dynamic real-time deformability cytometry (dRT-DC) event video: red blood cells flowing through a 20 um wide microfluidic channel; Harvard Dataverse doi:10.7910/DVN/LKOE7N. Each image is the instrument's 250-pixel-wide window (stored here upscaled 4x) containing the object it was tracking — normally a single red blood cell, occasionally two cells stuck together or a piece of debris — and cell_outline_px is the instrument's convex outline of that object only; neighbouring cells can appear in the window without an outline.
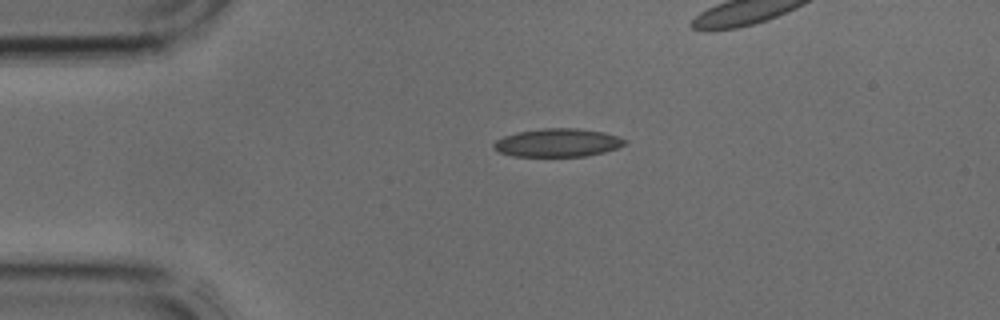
{"species": "common noctule bat (a hibernating species)", "species_latin": "Nyctalus noctula", "temperature_condition": "cold", "stored_images_in_passage": 4, "camera_frame_rate_fps": 3000, "um_per_image_px": 0.085, "animal": {"sex": "male", "body_mass_g": 17.9, "forearm_length_mm": 54.2}, "frame": {"image": 1, "passage_image": 4, "time_ms": 1.0, "image_size_px": [1000, 320], "cell_outline_px": [[628, 144], [604, 152], [584, 156], [512, 156], [500, 152], [492, 148], [492, 144], [496, 140], [504, 136], [516, 132], [544, 128], [576, 128], [604, 132], [628, 140]], "centroid_in_image_um": [47.4, 12.13], "position_along_channel_um": 37.6, "area_um2": 21.62}}